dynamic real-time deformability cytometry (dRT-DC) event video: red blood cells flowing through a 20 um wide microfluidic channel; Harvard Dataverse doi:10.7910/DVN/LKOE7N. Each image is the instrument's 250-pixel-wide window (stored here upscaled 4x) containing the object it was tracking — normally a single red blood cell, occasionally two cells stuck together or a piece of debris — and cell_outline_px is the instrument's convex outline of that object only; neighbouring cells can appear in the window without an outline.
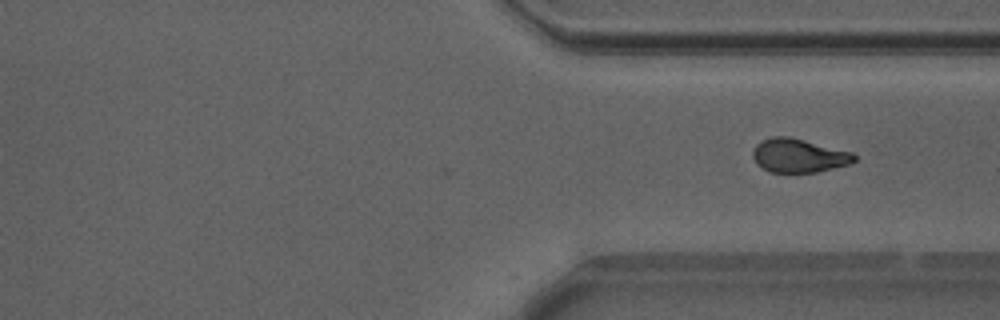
{"species": "Egyptian fruit bat (a non-hibernating species)", "species_latin": "Rousettus aegyptiacus", "temperature_condition": "warm", "stored_images_in_passage": 25, "camera_frame_rate_fps": 3000, "um_per_image_px": 0.085, "animal": {"sex": "male"}, "frame": {"image": 1, "passage_image": 25, "time_ms": 8.0, "image_size_px": [1000, 320], "cell_outline_px": [[856, 160], [852, 164], [816, 172], [768, 172], [756, 164], [752, 156], [752, 152], [756, 144], [760, 140], [772, 136], [788, 136], [852, 152], [856, 156]], "centroid_in_image_um": [67.87, 13.23], "position_along_channel_um": 343.5, "area_um2": 20.11}}